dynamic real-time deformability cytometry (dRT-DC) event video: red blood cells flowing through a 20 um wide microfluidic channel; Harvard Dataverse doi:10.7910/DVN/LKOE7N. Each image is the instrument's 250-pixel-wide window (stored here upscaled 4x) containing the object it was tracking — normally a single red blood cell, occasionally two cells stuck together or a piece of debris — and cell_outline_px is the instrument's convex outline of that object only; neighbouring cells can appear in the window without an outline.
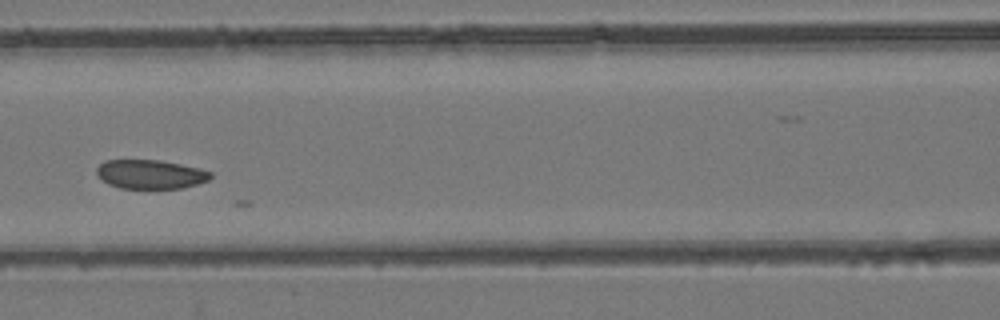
{"species": "common noctule bat (a hibernating species)", "species_latin": "Nyctalus noctula", "temperature_condition": "room temperature", "stored_images_in_passage": 5, "camera_frame_rate_fps": 3000, "um_per_image_px": 0.085, "animal": {"sex": "female", "body_mass_g": 24.6, "forearm_length_mm": 56.2}, "frame": {"image": 1, "passage_image": 3, "time_ms": 2.333, "image_size_px": [1000, 320], "cell_outline_px": [[212, 176], [208, 180], [196, 184], [180, 188], [120, 188], [108, 184], [96, 176], [96, 168], [104, 160], [160, 160], [200, 168], [212, 172]], "centroid_in_image_um": [12.75, 14.8], "position_along_channel_um": 153.8, "area_um2": 19.31}}
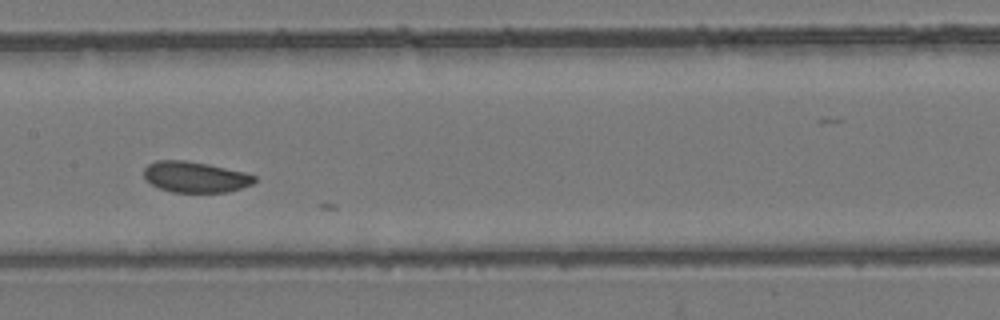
{"frame": {"image": 2, "passage_image": 4, "time_ms": 3.333, "image_size_px": [1000, 320], "cell_outline_px": [[256, 180], [252, 184], [228, 192], [172, 192], [160, 188], [152, 184], [144, 176], [144, 168], [148, 164], [156, 160], [184, 160], [208, 164], [244, 172], [256, 176]], "centroid_in_image_um": [16.59, 15.04], "position_along_channel_um": 190.8, "area_um2": 19.77}}